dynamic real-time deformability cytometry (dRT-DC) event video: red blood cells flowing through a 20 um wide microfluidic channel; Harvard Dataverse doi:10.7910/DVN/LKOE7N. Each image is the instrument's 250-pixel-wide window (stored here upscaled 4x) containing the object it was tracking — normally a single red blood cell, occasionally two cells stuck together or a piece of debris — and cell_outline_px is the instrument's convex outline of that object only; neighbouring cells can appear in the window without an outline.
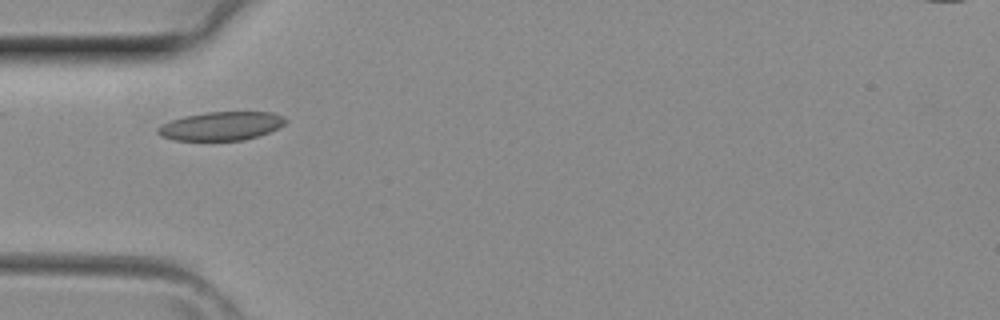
{"species": "common noctule bat (a hibernating species)", "species_latin": "Nyctalus noctula", "temperature_condition": "room temperature", "stored_images_in_passage": 5, "camera_frame_rate_fps": 3000, "um_per_image_px": 0.085, "animal": {"sex": "female", "body_mass_g": 29.2, "forearm_length_mm": 56.3}, "frame": {"image": 1, "passage_image": 4, "time_ms": 1.0, "image_size_px": [1000, 320], "cell_outline_px": [[288, 120], [284, 124], [268, 132], [244, 140], [172, 140], [160, 136], [156, 132], [156, 128], [172, 120], [184, 116], [208, 112], [272, 112], [284, 116]], "centroid_in_image_um": [18.79, 10.71], "position_along_channel_um": 66.2, "area_um2": 21.15}}
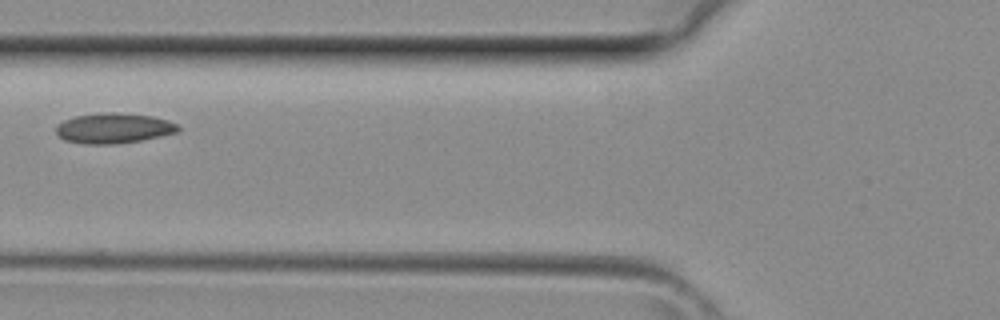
{"frame": {"image": 2, "passage_image": 5, "time_ms": 1.333, "image_size_px": [1000, 320], "cell_outline_px": [[180, 132], [140, 140], [116, 144], [88, 144], [64, 140], [56, 132], [56, 124], [64, 120], [76, 116], [100, 112], [112, 112], [152, 116], [168, 120], [180, 124]], "centroid_in_image_um": [9.69, 10.89], "position_along_channel_um": 116.1, "area_um2": 21.62}}